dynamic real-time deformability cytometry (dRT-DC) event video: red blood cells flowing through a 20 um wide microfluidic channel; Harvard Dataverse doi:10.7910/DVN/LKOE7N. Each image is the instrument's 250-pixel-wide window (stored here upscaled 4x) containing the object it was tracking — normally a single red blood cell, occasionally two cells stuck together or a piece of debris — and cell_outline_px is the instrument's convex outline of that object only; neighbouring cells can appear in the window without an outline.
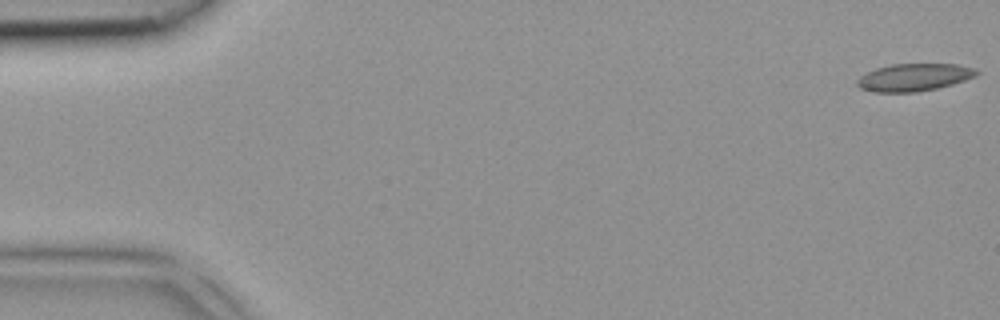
{"species": "common noctule bat (a hibernating species)", "species_latin": "Nyctalus noctula", "temperature_condition": "room temperature", "stored_images_in_passage": 5, "camera_frame_rate_fps": 3000, "um_per_image_px": 0.085, "animal": {"sex": "female", "body_mass_g": 18.4}, "frame": {"image": 1, "passage_image": 1, "time_ms": 0.0, "image_size_px": [1000, 320], "cell_outline_px": [[980, 72], [976, 76], [952, 84], [936, 88], [916, 92], [876, 92], [860, 88], [856, 84], [856, 80], [860, 76], [876, 68], [892, 64], [956, 64], [972, 68]], "centroid_in_image_um": [77.67, 6.57], "position_along_channel_um": 7.3, "area_um2": 18.96}}